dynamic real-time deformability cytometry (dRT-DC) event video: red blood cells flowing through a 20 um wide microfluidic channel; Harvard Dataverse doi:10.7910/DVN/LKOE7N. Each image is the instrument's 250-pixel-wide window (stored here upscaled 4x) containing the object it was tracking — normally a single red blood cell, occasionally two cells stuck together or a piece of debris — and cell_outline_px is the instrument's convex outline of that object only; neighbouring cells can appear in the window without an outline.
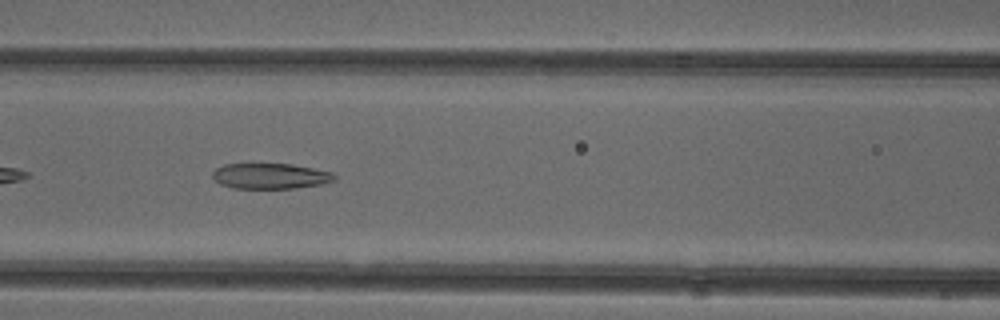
{"species": "common noctule bat (a hibernating species)", "species_latin": "Nyctalus noctula", "temperature_condition": "cold", "stored_images_in_passage": 28, "camera_frame_rate_fps": 3000, "um_per_image_px": 0.085, "animal": {"sex": "female"}, "frame": {"image": 1, "passage_image": 8, "time_ms": 2.333, "image_size_px": [1000, 320], "cell_outline_px": [[336, 180], [320, 184], [292, 188], [232, 188], [220, 184], [212, 176], [212, 172], [216, 168], [224, 164], [292, 164], [332, 172], [336, 176]], "centroid_in_image_um": [22.96, 14.96], "position_along_channel_um": 143.6, "area_um2": 18.03}}
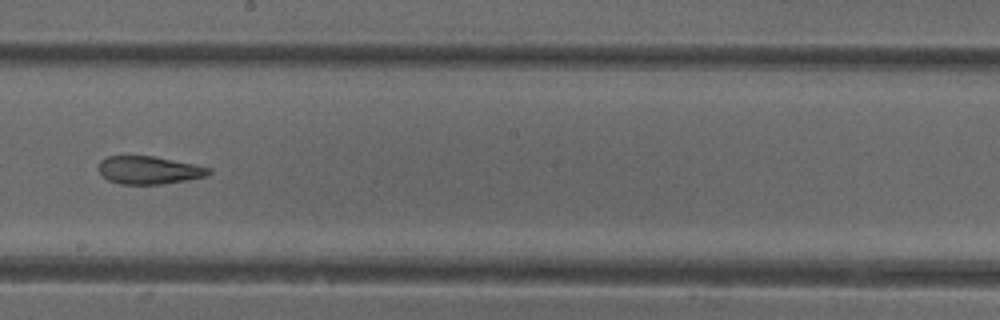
{"frame": {"image": 2, "passage_image": 15, "time_ms": 4.667, "image_size_px": [1000, 320], "cell_outline_px": [[212, 172], [208, 176], [160, 184], [120, 184], [108, 180], [96, 168], [100, 160], [108, 156], [152, 156], [196, 164], [212, 168]], "centroid_in_image_um": [12.67, 14.45], "position_along_channel_um": 235.5, "area_um2": 17.98}}
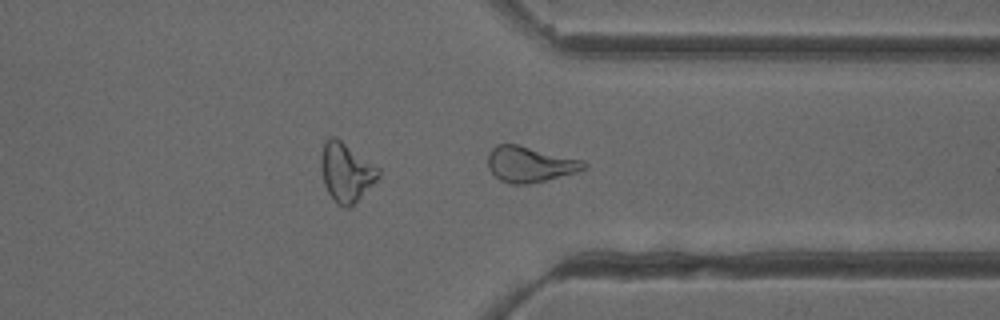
{"frame": {"image": 3, "passage_image": 25, "time_ms": 8.0, "image_size_px": [1000, 320], "cell_outline_px": [[588, 168], [576, 172], [528, 184], [512, 184], [500, 180], [488, 168], [488, 152], [496, 144], [516, 144], [584, 160], [588, 164]], "centroid_in_image_um": [45.05, 13.95], "position_along_channel_um": 366.4, "area_um2": 19.88}, "authors_computed_cell_mechanics": {"area_um2": 19.0162, "velocity_mm_per_s": 3.943, "shape_relaxation_time_tau1_ms": null, "shape_relaxation_time_tau2_ms": 2.9574, "deformation_change_tau1": null, "deformation_change_tau2": 0.1115}}